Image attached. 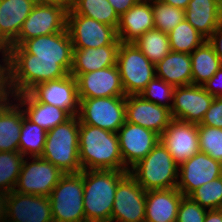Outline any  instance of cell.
<instances>
[{"label": "cell", "mask_w": 222, "mask_h": 222, "mask_svg": "<svg viewBox=\"0 0 222 222\" xmlns=\"http://www.w3.org/2000/svg\"><path fill=\"white\" fill-rule=\"evenodd\" d=\"M78 141L82 170L127 171L117 133L80 122Z\"/></svg>", "instance_id": "cell-2"}, {"label": "cell", "mask_w": 222, "mask_h": 222, "mask_svg": "<svg viewBox=\"0 0 222 222\" xmlns=\"http://www.w3.org/2000/svg\"><path fill=\"white\" fill-rule=\"evenodd\" d=\"M67 12L64 7L35 4L22 24L17 39L10 46H21L26 40L64 31Z\"/></svg>", "instance_id": "cell-11"}, {"label": "cell", "mask_w": 222, "mask_h": 222, "mask_svg": "<svg viewBox=\"0 0 222 222\" xmlns=\"http://www.w3.org/2000/svg\"><path fill=\"white\" fill-rule=\"evenodd\" d=\"M72 65L73 45L67 28L26 40L21 46H9V94L28 93L40 83L65 77Z\"/></svg>", "instance_id": "cell-1"}, {"label": "cell", "mask_w": 222, "mask_h": 222, "mask_svg": "<svg viewBox=\"0 0 222 222\" xmlns=\"http://www.w3.org/2000/svg\"><path fill=\"white\" fill-rule=\"evenodd\" d=\"M185 19L206 39L222 23L221 0H190Z\"/></svg>", "instance_id": "cell-24"}, {"label": "cell", "mask_w": 222, "mask_h": 222, "mask_svg": "<svg viewBox=\"0 0 222 222\" xmlns=\"http://www.w3.org/2000/svg\"><path fill=\"white\" fill-rule=\"evenodd\" d=\"M133 43L154 65L171 51L168 34L156 28L145 32Z\"/></svg>", "instance_id": "cell-31"}, {"label": "cell", "mask_w": 222, "mask_h": 222, "mask_svg": "<svg viewBox=\"0 0 222 222\" xmlns=\"http://www.w3.org/2000/svg\"><path fill=\"white\" fill-rule=\"evenodd\" d=\"M24 111L10 97L0 104V151L19 152V139Z\"/></svg>", "instance_id": "cell-26"}, {"label": "cell", "mask_w": 222, "mask_h": 222, "mask_svg": "<svg viewBox=\"0 0 222 222\" xmlns=\"http://www.w3.org/2000/svg\"><path fill=\"white\" fill-rule=\"evenodd\" d=\"M5 203L6 222H53L49 197L13 190L5 194Z\"/></svg>", "instance_id": "cell-17"}, {"label": "cell", "mask_w": 222, "mask_h": 222, "mask_svg": "<svg viewBox=\"0 0 222 222\" xmlns=\"http://www.w3.org/2000/svg\"><path fill=\"white\" fill-rule=\"evenodd\" d=\"M12 98L21 106L25 116L46 132L71 118L65 110L51 104L38 102L29 92L14 95Z\"/></svg>", "instance_id": "cell-23"}, {"label": "cell", "mask_w": 222, "mask_h": 222, "mask_svg": "<svg viewBox=\"0 0 222 222\" xmlns=\"http://www.w3.org/2000/svg\"><path fill=\"white\" fill-rule=\"evenodd\" d=\"M76 80L79 98L126 96L117 65L80 74Z\"/></svg>", "instance_id": "cell-20"}, {"label": "cell", "mask_w": 222, "mask_h": 222, "mask_svg": "<svg viewBox=\"0 0 222 222\" xmlns=\"http://www.w3.org/2000/svg\"><path fill=\"white\" fill-rule=\"evenodd\" d=\"M128 171L82 170L86 222H111L118 183Z\"/></svg>", "instance_id": "cell-3"}, {"label": "cell", "mask_w": 222, "mask_h": 222, "mask_svg": "<svg viewBox=\"0 0 222 222\" xmlns=\"http://www.w3.org/2000/svg\"><path fill=\"white\" fill-rule=\"evenodd\" d=\"M214 97H222V67L203 86Z\"/></svg>", "instance_id": "cell-42"}, {"label": "cell", "mask_w": 222, "mask_h": 222, "mask_svg": "<svg viewBox=\"0 0 222 222\" xmlns=\"http://www.w3.org/2000/svg\"><path fill=\"white\" fill-rule=\"evenodd\" d=\"M154 28L152 0H139L120 17L117 36L122 43H133Z\"/></svg>", "instance_id": "cell-21"}, {"label": "cell", "mask_w": 222, "mask_h": 222, "mask_svg": "<svg viewBox=\"0 0 222 222\" xmlns=\"http://www.w3.org/2000/svg\"><path fill=\"white\" fill-rule=\"evenodd\" d=\"M192 85L203 86L222 67V61L206 40L191 54Z\"/></svg>", "instance_id": "cell-29"}, {"label": "cell", "mask_w": 222, "mask_h": 222, "mask_svg": "<svg viewBox=\"0 0 222 222\" xmlns=\"http://www.w3.org/2000/svg\"><path fill=\"white\" fill-rule=\"evenodd\" d=\"M207 41L222 61V23L216 28Z\"/></svg>", "instance_id": "cell-43"}, {"label": "cell", "mask_w": 222, "mask_h": 222, "mask_svg": "<svg viewBox=\"0 0 222 222\" xmlns=\"http://www.w3.org/2000/svg\"><path fill=\"white\" fill-rule=\"evenodd\" d=\"M146 193L147 191L128 173L118 183L111 222H144Z\"/></svg>", "instance_id": "cell-12"}, {"label": "cell", "mask_w": 222, "mask_h": 222, "mask_svg": "<svg viewBox=\"0 0 222 222\" xmlns=\"http://www.w3.org/2000/svg\"><path fill=\"white\" fill-rule=\"evenodd\" d=\"M79 122L114 133L124 125L125 96L79 98Z\"/></svg>", "instance_id": "cell-8"}, {"label": "cell", "mask_w": 222, "mask_h": 222, "mask_svg": "<svg viewBox=\"0 0 222 222\" xmlns=\"http://www.w3.org/2000/svg\"><path fill=\"white\" fill-rule=\"evenodd\" d=\"M23 161L24 156L20 152L0 151V194H7L15 189Z\"/></svg>", "instance_id": "cell-34"}, {"label": "cell", "mask_w": 222, "mask_h": 222, "mask_svg": "<svg viewBox=\"0 0 222 222\" xmlns=\"http://www.w3.org/2000/svg\"><path fill=\"white\" fill-rule=\"evenodd\" d=\"M198 135L200 151L222 162V129L198 125Z\"/></svg>", "instance_id": "cell-37"}, {"label": "cell", "mask_w": 222, "mask_h": 222, "mask_svg": "<svg viewBox=\"0 0 222 222\" xmlns=\"http://www.w3.org/2000/svg\"><path fill=\"white\" fill-rule=\"evenodd\" d=\"M46 130L31 122L25 115L19 139V152L24 157H41L45 141Z\"/></svg>", "instance_id": "cell-33"}, {"label": "cell", "mask_w": 222, "mask_h": 222, "mask_svg": "<svg viewBox=\"0 0 222 222\" xmlns=\"http://www.w3.org/2000/svg\"><path fill=\"white\" fill-rule=\"evenodd\" d=\"M161 2L171 5L173 7L182 8L185 10L190 0H160Z\"/></svg>", "instance_id": "cell-47"}, {"label": "cell", "mask_w": 222, "mask_h": 222, "mask_svg": "<svg viewBox=\"0 0 222 222\" xmlns=\"http://www.w3.org/2000/svg\"><path fill=\"white\" fill-rule=\"evenodd\" d=\"M113 6L115 12L121 17L131 7H133L139 0H108Z\"/></svg>", "instance_id": "cell-44"}, {"label": "cell", "mask_w": 222, "mask_h": 222, "mask_svg": "<svg viewBox=\"0 0 222 222\" xmlns=\"http://www.w3.org/2000/svg\"><path fill=\"white\" fill-rule=\"evenodd\" d=\"M63 175L59 168L41 157H24L14 191L49 197Z\"/></svg>", "instance_id": "cell-9"}, {"label": "cell", "mask_w": 222, "mask_h": 222, "mask_svg": "<svg viewBox=\"0 0 222 222\" xmlns=\"http://www.w3.org/2000/svg\"><path fill=\"white\" fill-rule=\"evenodd\" d=\"M189 197L208 210L222 209V176L197 188Z\"/></svg>", "instance_id": "cell-36"}, {"label": "cell", "mask_w": 222, "mask_h": 222, "mask_svg": "<svg viewBox=\"0 0 222 222\" xmlns=\"http://www.w3.org/2000/svg\"><path fill=\"white\" fill-rule=\"evenodd\" d=\"M68 33L73 49L120 45L117 30L83 15H67Z\"/></svg>", "instance_id": "cell-10"}, {"label": "cell", "mask_w": 222, "mask_h": 222, "mask_svg": "<svg viewBox=\"0 0 222 222\" xmlns=\"http://www.w3.org/2000/svg\"><path fill=\"white\" fill-rule=\"evenodd\" d=\"M178 172L179 165L161 141L129 170L145 191L175 188Z\"/></svg>", "instance_id": "cell-5"}, {"label": "cell", "mask_w": 222, "mask_h": 222, "mask_svg": "<svg viewBox=\"0 0 222 222\" xmlns=\"http://www.w3.org/2000/svg\"><path fill=\"white\" fill-rule=\"evenodd\" d=\"M117 67L125 95H140L156 77L155 65L134 43H120Z\"/></svg>", "instance_id": "cell-7"}, {"label": "cell", "mask_w": 222, "mask_h": 222, "mask_svg": "<svg viewBox=\"0 0 222 222\" xmlns=\"http://www.w3.org/2000/svg\"><path fill=\"white\" fill-rule=\"evenodd\" d=\"M82 171L64 174L49 195L53 222H86Z\"/></svg>", "instance_id": "cell-6"}, {"label": "cell", "mask_w": 222, "mask_h": 222, "mask_svg": "<svg viewBox=\"0 0 222 222\" xmlns=\"http://www.w3.org/2000/svg\"><path fill=\"white\" fill-rule=\"evenodd\" d=\"M35 4L55 5L64 7L67 11L71 8L72 0H34Z\"/></svg>", "instance_id": "cell-45"}, {"label": "cell", "mask_w": 222, "mask_h": 222, "mask_svg": "<svg viewBox=\"0 0 222 222\" xmlns=\"http://www.w3.org/2000/svg\"><path fill=\"white\" fill-rule=\"evenodd\" d=\"M156 77L174 87L192 85L190 54L170 51L155 65Z\"/></svg>", "instance_id": "cell-28"}, {"label": "cell", "mask_w": 222, "mask_h": 222, "mask_svg": "<svg viewBox=\"0 0 222 222\" xmlns=\"http://www.w3.org/2000/svg\"><path fill=\"white\" fill-rule=\"evenodd\" d=\"M117 136L123 164L128 172L160 141V135L156 132L127 121L119 129Z\"/></svg>", "instance_id": "cell-15"}, {"label": "cell", "mask_w": 222, "mask_h": 222, "mask_svg": "<svg viewBox=\"0 0 222 222\" xmlns=\"http://www.w3.org/2000/svg\"><path fill=\"white\" fill-rule=\"evenodd\" d=\"M152 9L155 28L167 34L185 19L182 8L173 7L160 0H152Z\"/></svg>", "instance_id": "cell-35"}, {"label": "cell", "mask_w": 222, "mask_h": 222, "mask_svg": "<svg viewBox=\"0 0 222 222\" xmlns=\"http://www.w3.org/2000/svg\"><path fill=\"white\" fill-rule=\"evenodd\" d=\"M0 104L11 96L8 91L7 54L0 52Z\"/></svg>", "instance_id": "cell-41"}, {"label": "cell", "mask_w": 222, "mask_h": 222, "mask_svg": "<svg viewBox=\"0 0 222 222\" xmlns=\"http://www.w3.org/2000/svg\"><path fill=\"white\" fill-rule=\"evenodd\" d=\"M175 87L155 77L140 94L145 100L171 109Z\"/></svg>", "instance_id": "cell-38"}, {"label": "cell", "mask_w": 222, "mask_h": 222, "mask_svg": "<svg viewBox=\"0 0 222 222\" xmlns=\"http://www.w3.org/2000/svg\"><path fill=\"white\" fill-rule=\"evenodd\" d=\"M160 141L179 166L200 151L198 125L194 123L173 119Z\"/></svg>", "instance_id": "cell-19"}, {"label": "cell", "mask_w": 222, "mask_h": 222, "mask_svg": "<svg viewBox=\"0 0 222 222\" xmlns=\"http://www.w3.org/2000/svg\"><path fill=\"white\" fill-rule=\"evenodd\" d=\"M120 45H106L97 48L73 49V65L70 74L94 72L117 64Z\"/></svg>", "instance_id": "cell-25"}, {"label": "cell", "mask_w": 222, "mask_h": 222, "mask_svg": "<svg viewBox=\"0 0 222 222\" xmlns=\"http://www.w3.org/2000/svg\"><path fill=\"white\" fill-rule=\"evenodd\" d=\"M214 96L199 85L175 87L171 114L173 119L200 124Z\"/></svg>", "instance_id": "cell-16"}, {"label": "cell", "mask_w": 222, "mask_h": 222, "mask_svg": "<svg viewBox=\"0 0 222 222\" xmlns=\"http://www.w3.org/2000/svg\"><path fill=\"white\" fill-rule=\"evenodd\" d=\"M126 121L161 135L173 120L171 109L145 100L141 95L125 96Z\"/></svg>", "instance_id": "cell-18"}, {"label": "cell", "mask_w": 222, "mask_h": 222, "mask_svg": "<svg viewBox=\"0 0 222 222\" xmlns=\"http://www.w3.org/2000/svg\"><path fill=\"white\" fill-rule=\"evenodd\" d=\"M0 222H6L5 194H0Z\"/></svg>", "instance_id": "cell-48"}, {"label": "cell", "mask_w": 222, "mask_h": 222, "mask_svg": "<svg viewBox=\"0 0 222 222\" xmlns=\"http://www.w3.org/2000/svg\"><path fill=\"white\" fill-rule=\"evenodd\" d=\"M67 15H83L110 25L116 30L120 21V17L108 0H72Z\"/></svg>", "instance_id": "cell-30"}, {"label": "cell", "mask_w": 222, "mask_h": 222, "mask_svg": "<svg viewBox=\"0 0 222 222\" xmlns=\"http://www.w3.org/2000/svg\"><path fill=\"white\" fill-rule=\"evenodd\" d=\"M183 196L176 187L147 191L144 222H176Z\"/></svg>", "instance_id": "cell-22"}, {"label": "cell", "mask_w": 222, "mask_h": 222, "mask_svg": "<svg viewBox=\"0 0 222 222\" xmlns=\"http://www.w3.org/2000/svg\"><path fill=\"white\" fill-rule=\"evenodd\" d=\"M204 222H222V209L207 210Z\"/></svg>", "instance_id": "cell-46"}, {"label": "cell", "mask_w": 222, "mask_h": 222, "mask_svg": "<svg viewBox=\"0 0 222 222\" xmlns=\"http://www.w3.org/2000/svg\"><path fill=\"white\" fill-rule=\"evenodd\" d=\"M79 118L72 116L46 133L41 158L49 161L64 174L82 171L79 160Z\"/></svg>", "instance_id": "cell-4"}, {"label": "cell", "mask_w": 222, "mask_h": 222, "mask_svg": "<svg viewBox=\"0 0 222 222\" xmlns=\"http://www.w3.org/2000/svg\"><path fill=\"white\" fill-rule=\"evenodd\" d=\"M29 93L41 103L51 104L65 110L71 117L79 113L80 99L77 80L71 74L65 77L40 83Z\"/></svg>", "instance_id": "cell-13"}, {"label": "cell", "mask_w": 222, "mask_h": 222, "mask_svg": "<svg viewBox=\"0 0 222 222\" xmlns=\"http://www.w3.org/2000/svg\"><path fill=\"white\" fill-rule=\"evenodd\" d=\"M207 210L189 196H183L178 207L176 222H204Z\"/></svg>", "instance_id": "cell-39"}, {"label": "cell", "mask_w": 222, "mask_h": 222, "mask_svg": "<svg viewBox=\"0 0 222 222\" xmlns=\"http://www.w3.org/2000/svg\"><path fill=\"white\" fill-rule=\"evenodd\" d=\"M0 52L8 54L9 45L0 37Z\"/></svg>", "instance_id": "cell-49"}, {"label": "cell", "mask_w": 222, "mask_h": 222, "mask_svg": "<svg viewBox=\"0 0 222 222\" xmlns=\"http://www.w3.org/2000/svg\"><path fill=\"white\" fill-rule=\"evenodd\" d=\"M168 39L171 51L188 54L207 40L186 19L168 33Z\"/></svg>", "instance_id": "cell-32"}, {"label": "cell", "mask_w": 222, "mask_h": 222, "mask_svg": "<svg viewBox=\"0 0 222 222\" xmlns=\"http://www.w3.org/2000/svg\"><path fill=\"white\" fill-rule=\"evenodd\" d=\"M222 129V97H214L200 124Z\"/></svg>", "instance_id": "cell-40"}, {"label": "cell", "mask_w": 222, "mask_h": 222, "mask_svg": "<svg viewBox=\"0 0 222 222\" xmlns=\"http://www.w3.org/2000/svg\"><path fill=\"white\" fill-rule=\"evenodd\" d=\"M34 0H0V37L10 46L31 13Z\"/></svg>", "instance_id": "cell-27"}, {"label": "cell", "mask_w": 222, "mask_h": 222, "mask_svg": "<svg viewBox=\"0 0 222 222\" xmlns=\"http://www.w3.org/2000/svg\"><path fill=\"white\" fill-rule=\"evenodd\" d=\"M220 176H222V162L199 151L179 166L176 188L184 196H189L197 188Z\"/></svg>", "instance_id": "cell-14"}]
</instances>
